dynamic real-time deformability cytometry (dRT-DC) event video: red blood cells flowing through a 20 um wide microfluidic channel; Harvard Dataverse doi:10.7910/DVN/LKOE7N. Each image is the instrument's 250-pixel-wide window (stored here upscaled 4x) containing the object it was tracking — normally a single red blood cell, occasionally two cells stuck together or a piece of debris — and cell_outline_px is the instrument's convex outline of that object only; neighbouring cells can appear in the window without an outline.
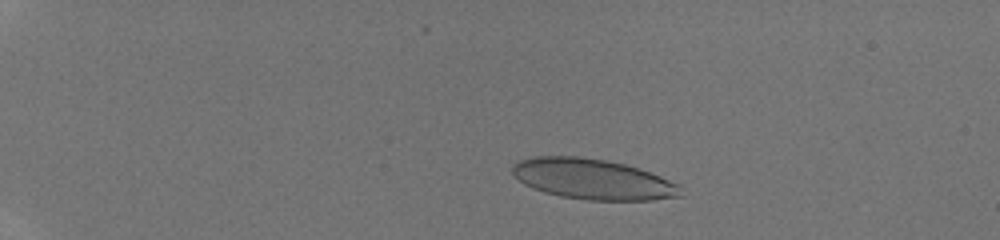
{"species": "human", "species_latin": "Homo sapiens", "temperature_condition": "room temperature", "stored_images_in_passage": 16, "camera_frame_rate_fps": 3000, "um_per_image_px": 0.085, "donor": {"sex": "male"}, "frame": {"image": 1, "passage_image": 7, "time_ms": 2.0, "image_size_px": [1000, 240], "cell_outline_px": [[684, 196], [652, 200], [588, 200], [560, 196], [544, 192], [532, 188], [524, 184], [512, 172], [512, 164], [520, 160], [532, 156], [580, 156], [608, 160], [640, 168], [680, 184]], "centroid_in_image_um": [50.41, 15.22], "position_along_channel_um": 34.6, "area_um2": 40.0}}
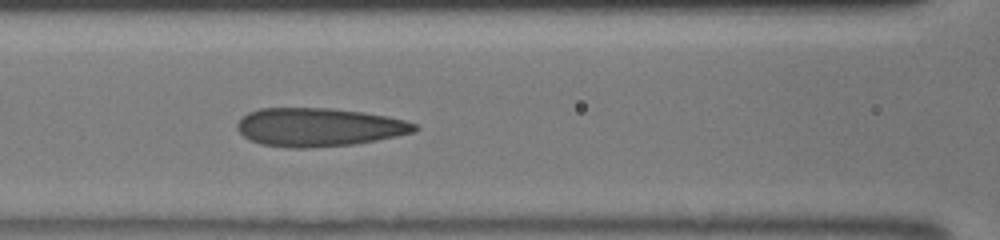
{"frame": {"image": 2, "passage_image": 15, "time_ms": 4.667, "image_size_px": [1000, 240], "cell_outline_px": [[420, 128], [416, 132], [376, 140], [352, 144], [308, 148], [288, 148], [260, 144], [244, 136], [236, 128], [236, 124], [240, 116], [248, 112], [260, 108], [332, 108], [364, 112], [388, 116], [404, 120], [416, 124]], "centroid_in_image_um": [27.09, 10.8], "position_along_channel_um": 139.5, "area_um2": 40.0}}
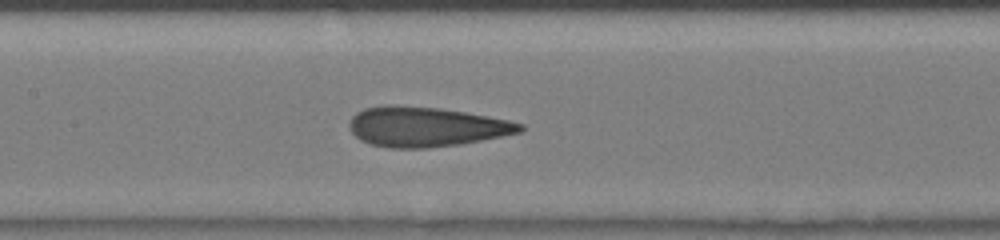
{"frame": {"image": 3, "passage_image": 16, "time_ms": 5.0, "image_size_px": [1000, 240], "cell_outline_px": [[524, 128], [520, 132], [460, 144], [428, 148], [388, 148], [372, 144], [360, 140], [348, 128], [348, 124], [352, 116], [356, 112], [364, 108], [380, 104], [396, 104], [440, 108], [464, 112], [508, 120], [524, 124]], "centroid_in_image_um": [36.13, 10.76], "position_along_channel_um": 171.3, "area_um2": 39.77}}